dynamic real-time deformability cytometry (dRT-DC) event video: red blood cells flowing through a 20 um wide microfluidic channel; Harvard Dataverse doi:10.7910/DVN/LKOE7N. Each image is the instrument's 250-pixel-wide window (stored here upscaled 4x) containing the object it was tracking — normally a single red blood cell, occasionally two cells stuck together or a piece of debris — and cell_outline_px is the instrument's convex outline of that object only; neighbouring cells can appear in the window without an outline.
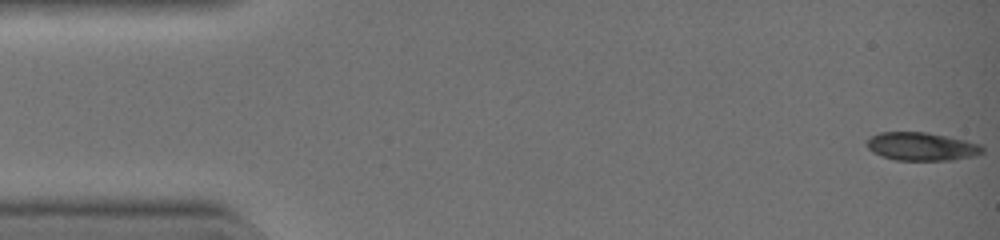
{"species": "common noctule bat (a hibernating species)", "species_latin": "Nyctalus noctula", "temperature_condition": "warm", "stored_images_in_passage": 43, "camera_frame_rate_fps": 3000, "um_per_image_px": 0.085, "animal": {"sex": "female", "body_mass_g": 19.0, "forearm_length_mm": 51.5}, "frame": {"image": 1, "passage_image": 1, "time_ms": 0.0, "image_size_px": [1000, 240], "cell_outline_px": [[984, 152], [972, 156], [952, 160], [896, 160], [880, 156], [872, 152], [868, 148], [868, 140], [872, 136], [880, 132], [924, 132], [964, 140], [980, 144], [984, 148]], "centroid_in_image_um": [78.33, 12.46], "position_along_channel_um": 6.7, "area_um2": 18.79}}
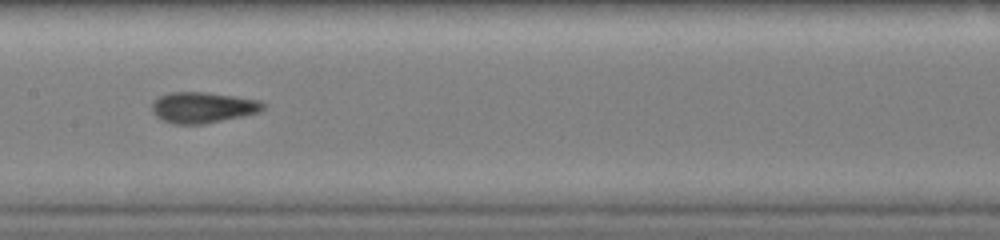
{"frame": {"image": 2, "passage_image": 22, "time_ms": 7.0, "image_size_px": [1000, 240], "cell_outline_px": [[264, 108], [256, 112], [240, 116], [204, 124], [172, 124], [156, 116], [152, 108], [152, 104], [160, 96], [168, 92], [204, 92], [260, 100], [264, 104]], "centroid_in_image_um": [17.2, 9.13], "position_along_channel_um": 190.2, "area_um2": 19.59}}
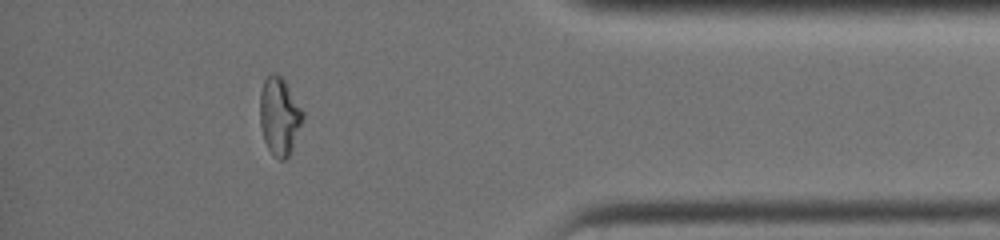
{"frame": {"image": 3, "passage_image": 38, "time_ms": 12.333, "image_size_px": [1000, 240], "cell_outline_px": [[304, 116], [292, 148], [288, 156], [284, 160], [280, 160], [268, 148], [264, 140], [260, 124], [260, 92], [264, 80], [268, 72], [276, 72], [284, 80], [304, 112]], "centroid_in_image_um": [23.73, 9.82], "position_along_channel_um": 411.5, "area_um2": 19.25}, "authors_computed_cell_mechanics": {"area_um2": 19.0162, "velocity_mm_per_s": 4.5411, "shape_relaxation_time_tau1_ms": 5.631, "shape_relaxation_time_tau2_ms": null, "deformation_change_tau1": 0.2045, "deformation_change_tau2": null}}